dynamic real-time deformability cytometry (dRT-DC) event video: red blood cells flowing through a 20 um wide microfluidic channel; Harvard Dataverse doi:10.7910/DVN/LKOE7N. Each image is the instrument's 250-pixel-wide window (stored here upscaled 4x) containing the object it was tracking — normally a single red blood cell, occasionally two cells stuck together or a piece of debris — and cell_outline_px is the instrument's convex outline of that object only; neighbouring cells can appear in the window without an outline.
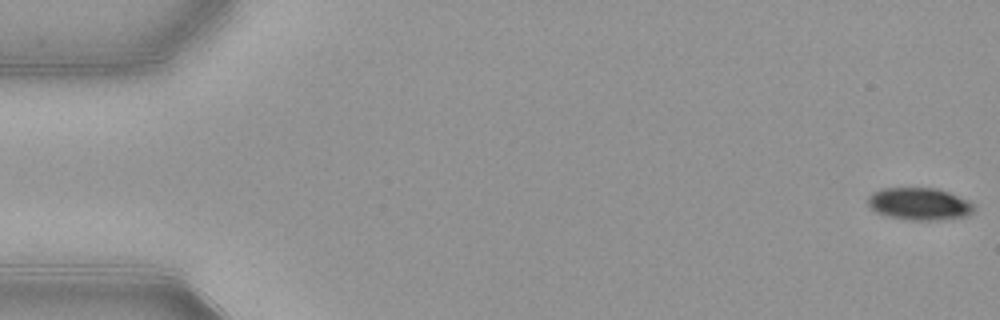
{"species": "common noctule bat (a hibernating species)", "species_latin": "Nyctalus noctula", "temperature_condition": "warm", "stored_images_in_passage": 53, "camera_frame_rate_fps": 3000, "um_per_image_px": 0.085, "animal": {"sex": "female", "body_mass_g": 21.9}, "frame": {"image": 1, "passage_image": 1, "time_ms": 0.0, "image_size_px": [1000, 320], "cell_outline_px": [[972, 212], [968, 216], [940, 220], [908, 220], [888, 216], [876, 212], [868, 204], [868, 196], [872, 192], [880, 188], [936, 188], [948, 192], [968, 200], [972, 204]], "centroid_in_image_um": [78.12, 17.33], "position_along_channel_um": 6.9, "area_um2": 19.94}}
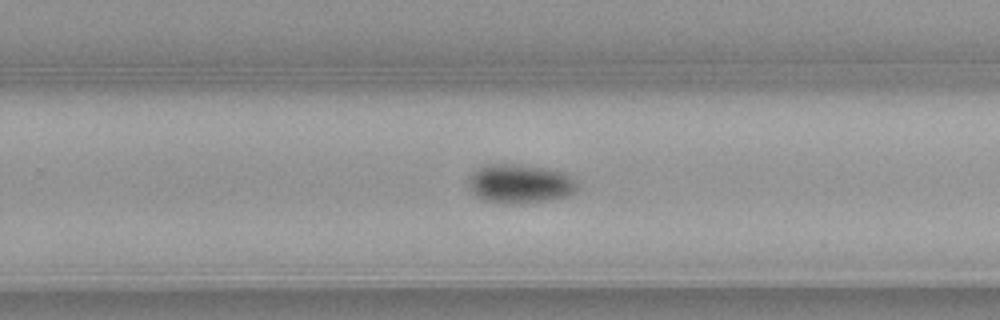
{"frame": {"image": 2, "passage_image": 34, "time_ms": 11.0, "image_size_px": [1000, 320], "cell_outline_px": [[576, 192], [572, 196], [524, 204], [500, 204], [484, 200], [476, 196], [468, 188], [468, 180], [472, 172], [476, 168], [484, 164], [520, 164], [544, 168], [564, 172], [572, 176], [576, 180]], "centroid_in_image_um": [44.19, 15.63], "position_along_channel_um": 285.6, "area_um2": 25.43}}
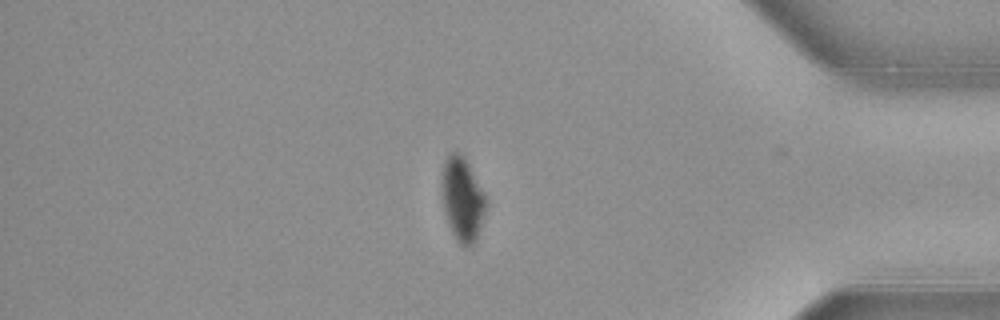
{"frame": {"image": 3, "passage_image": 45, "time_ms": 14.667, "image_size_px": [1000, 320], "cell_outline_px": [[488, 204], [476, 240], [472, 244], [460, 244], [456, 240], [448, 224], [444, 212], [440, 180], [444, 160], [452, 152], [456, 152], [464, 156], [484, 192], [488, 200]], "centroid_in_image_um": [39.3, 16.91], "position_along_channel_um": 395.9, "area_um2": 21.73}, "authors_computed_cell_mechanics": {"area_um2": 23.2356, "velocity_mm_per_s": 3.8948, "shape_relaxation_time_tau1_ms": 2.4925, "shape_relaxation_time_tau2_ms": null, "deformation_change_tau1": 0.0938, "deformation_change_tau2": null}}